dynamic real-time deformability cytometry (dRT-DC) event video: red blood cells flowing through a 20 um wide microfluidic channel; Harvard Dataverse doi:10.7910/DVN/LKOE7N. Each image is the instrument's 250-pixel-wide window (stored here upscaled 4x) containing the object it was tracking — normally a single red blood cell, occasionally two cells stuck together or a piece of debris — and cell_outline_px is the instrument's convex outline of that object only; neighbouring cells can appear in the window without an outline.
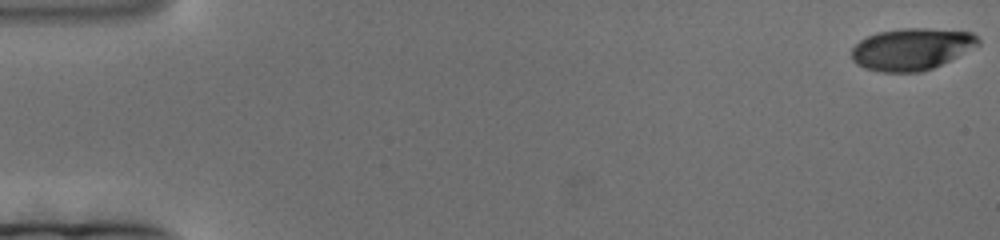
{"species": "human", "species_latin": "Homo sapiens", "temperature_condition": "cold", "stored_images_in_passage": 184, "camera_frame_rate_fps": 3000, "um_per_image_px": 0.085, "donor": {"sex": "female"}, "frame": {"image": 1, "passage_image": 1, "time_ms": 0.0, "image_size_px": [1000, 240], "cell_outline_px": [[980, 44], [932, 68], [920, 72], [880, 72], [864, 68], [856, 64], [852, 60], [852, 48], [860, 40], [868, 36], [880, 32], [904, 28], [924, 28], [972, 32], [980, 40]], "centroid_in_image_um": [77.45, 4.17], "position_along_channel_um": 7.5, "area_um2": 30.58}}
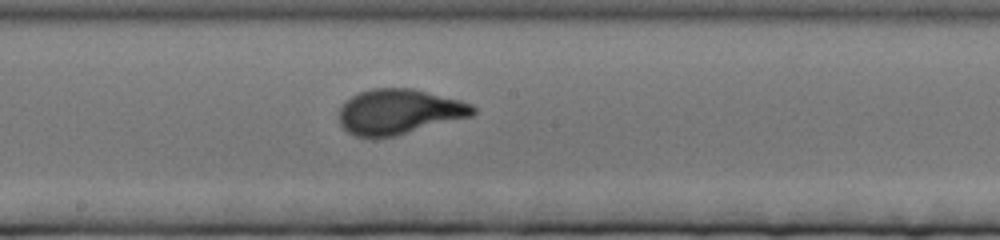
{"frame": {"image": 2, "passage_image": 100, "time_ms": 33.0, "image_size_px": [1000, 240], "cell_outline_px": [[476, 112], [472, 116], [396, 136], [372, 140], [356, 136], [348, 132], [340, 124], [340, 108], [352, 96], [360, 92], [372, 88], [412, 88], [460, 100], [472, 104], [476, 108]], "centroid_in_image_um": [33.93, 9.52], "position_along_channel_um": 214.3, "area_um2": 35.49}}
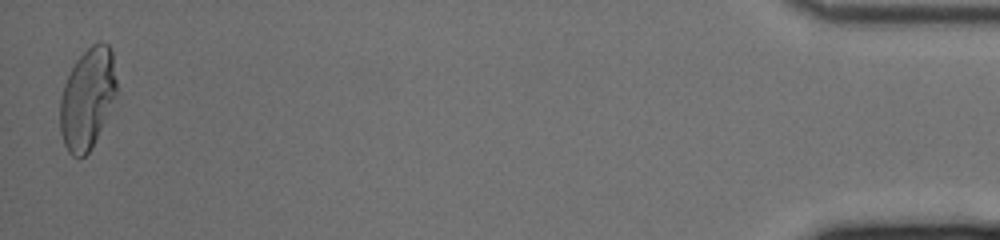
{"frame": {"image": 3, "passage_image": 181, "time_ms": 60.0, "image_size_px": [1000, 240], "cell_outline_px": [[116, 92], [104, 120], [88, 152], [84, 156], [72, 156], [68, 152], [64, 144], [60, 132], [60, 96], [64, 84], [76, 60], [92, 44], [100, 40], [108, 44], [112, 48], [116, 80]], "centroid_in_image_um": [7.41, 8.32], "position_along_channel_um": 427.8, "area_um2": 32.71}}